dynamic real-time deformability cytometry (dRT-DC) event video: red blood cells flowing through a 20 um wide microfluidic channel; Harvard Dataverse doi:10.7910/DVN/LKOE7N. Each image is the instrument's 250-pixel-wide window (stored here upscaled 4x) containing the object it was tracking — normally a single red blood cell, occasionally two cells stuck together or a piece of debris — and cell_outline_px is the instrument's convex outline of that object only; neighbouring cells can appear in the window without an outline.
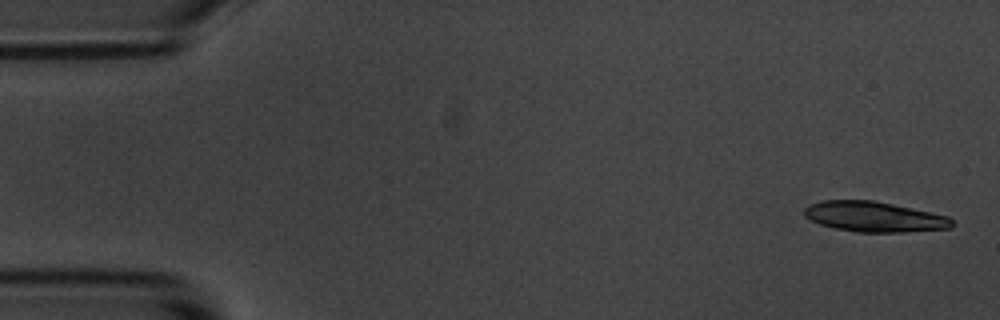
{"species": "common noctule bat (a hibernating species)", "species_latin": "Nyctalus noctula", "temperature_condition": "room temperature", "stored_images_in_passage": 5, "camera_frame_rate_fps": 3000, "um_per_image_px": 0.085, "animal": {"sex": "male", "body_mass_g": 20.1, "forearm_length_mm": 53.5}, "frame": {"image": 1, "passage_image": 1, "time_ms": 0.0, "image_size_px": [1000, 320], "cell_outline_px": [[956, 224], [952, 228], [904, 232], [856, 232], [836, 228], [820, 224], [804, 216], [804, 208], [808, 204], [824, 200], [872, 200], [932, 212], [948, 216]], "centroid_in_image_um": [74.33, 18.42], "position_along_channel_um": 10.7, "area_um2": 26.13}}